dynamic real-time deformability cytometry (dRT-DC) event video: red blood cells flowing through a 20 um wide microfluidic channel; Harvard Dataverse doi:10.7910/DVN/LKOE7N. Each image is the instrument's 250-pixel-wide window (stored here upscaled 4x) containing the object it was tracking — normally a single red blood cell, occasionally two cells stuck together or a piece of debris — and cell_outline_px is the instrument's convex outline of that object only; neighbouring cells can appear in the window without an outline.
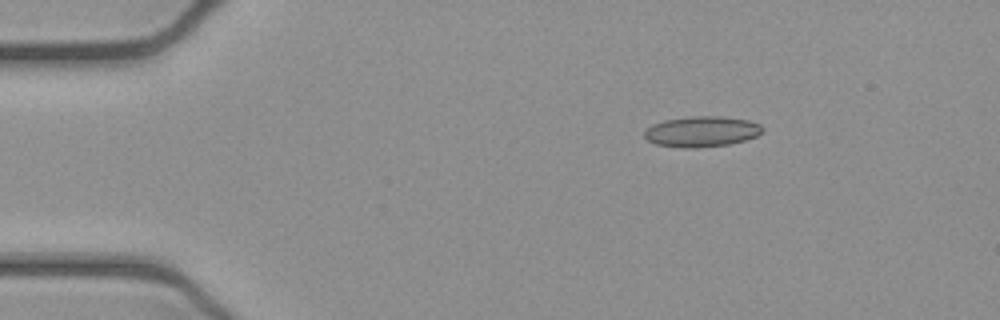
{"species": "common noctule bat (a hibernating species)", "species_latin": "Nyctalus noctula", "temperature_condition": "cold", "stored_images_in_passage": 45, "camera_frame_rate_fps": 3000, "um_per_image_px": 0.085, "animal": {"sex": "female", "body_mass_g": 21.9}, "frame": {"image": 1, "passage_image": 1, "time_ms": 0.0, "image_size_px": [1000, 320], "cell_outline_px": [[764, 132], [756, 136], [744, 140], [728, 144], [696, 148], [680, 148], [656, 144], [648, 140], [644, 136], [644, 132], [652, 124], [664, 120], [692, 116], [720, 116], [748, 120], [760, 124], [764, 128]], "centroid_in_image_um": [59.65, 11.18], "position_along_channel_um": 25.4, "area_um2": 21.1}}
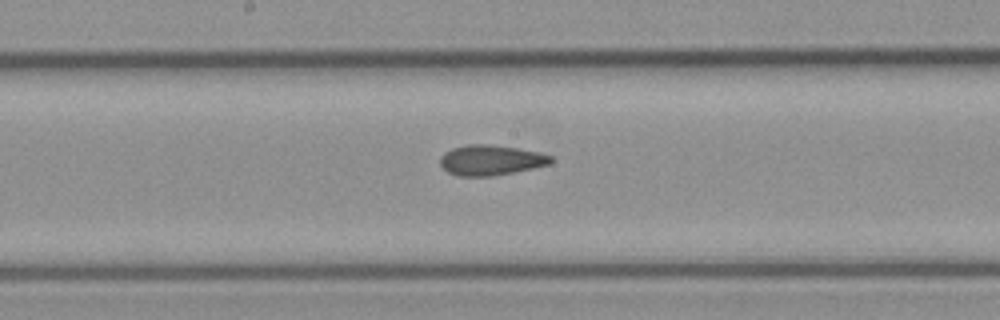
{"frame": {"image": 2, "passage_image": 20, "time_ms": 6.333, "image_size_px": [1000, 320], "cell_outline_px": [[552, 164], [492, 176], [456, 176], [448, 172], [440, 164], [440, 156], [444, 152], [452, 148], [468, 144], [488, 144], [516, 148], [540, 152], [552, 156]], "centroid_in_image_um": [41.7, 13.61], "position_along_channel_um": 206.5, "area_um2": 19.54}}
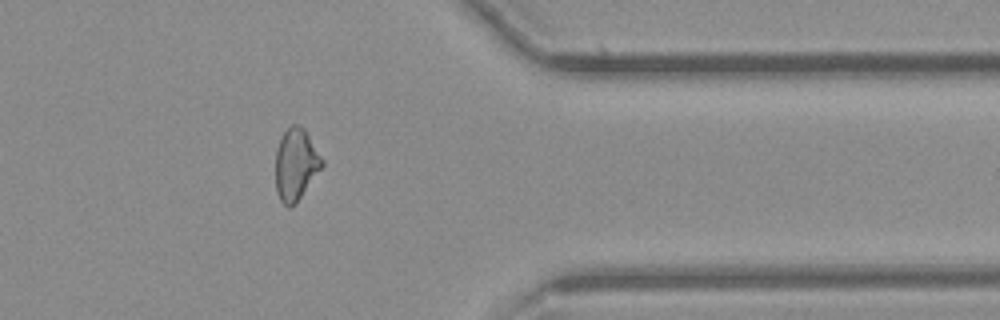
{"frame": {"image": 3, "passage_image": 35, "time_ms": 11.333, "image_size_px": [1000, 320], "cell_outline_px": [[324, 164], [296, 204], [288, 208], [280, 200], [276, 192], [276, 152], [280, 136], [292, 124], [296, 124], [304, 128], [324, 160]], "centroid_in_image_um": [25.14, 13.98], "position_along_channel_um": 386.3, "area_um2": 19.48}, "authors_computed_cell_mechanics": {"area_um2": 19.5364, "velocity_mm_per_s": 3.9156, "shape_relaxation_time_tau1_ms": null, "shape_relaxation_time_tau2_ms": 3.9225, "deformation_change_tau1": null, "deformation_change_tau2": 0.1256}}